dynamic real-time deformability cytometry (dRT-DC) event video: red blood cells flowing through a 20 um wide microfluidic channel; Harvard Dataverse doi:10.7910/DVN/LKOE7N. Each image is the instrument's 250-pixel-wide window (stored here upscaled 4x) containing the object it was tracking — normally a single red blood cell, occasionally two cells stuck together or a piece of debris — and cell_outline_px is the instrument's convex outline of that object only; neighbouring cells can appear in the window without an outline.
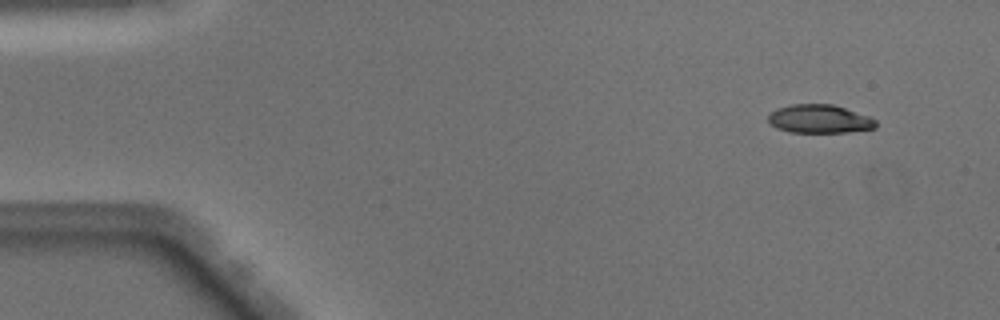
{"species": "Egyptian fruit bat (a non-hibernating species)", "species_latin": "Rousettus aegyptiacus", "temperature_condition": "warm", "stored_images_in_passage": 50, "camera_frame_rate_fps": 3000, "um_per_image_px": 0.085, "animal": {"sex": "male"}, "frame": {"image": 1, "passage_image": 5, "time_ms": 1.333, "image_size_px": [1000, 320], "cell_outline_px": [[876, 128], [848, 132], [792, 132], [776, 128], [768, 120], [768, 116], [776, 108], [792, 104], [832, 104], [868, 116], [876, 120]], "centroid_in_image_um": [69.65, 10.11], "position_along_channel_um": 15.4, "area_um2": 17.69}}
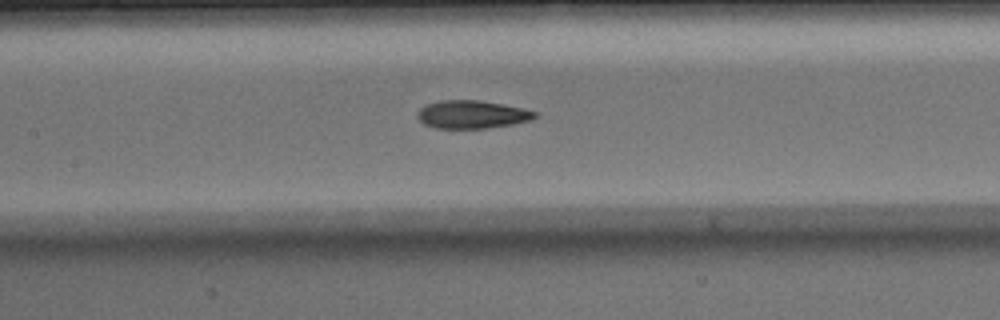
{"frame": {"image": 2, "passage_image": 24, "time_ms": 7.667, "image_size_px": [1000, 320], "cell_outline_px": [[536, 116], [528, 120], [512, 124], [484, 128], [436, 128], [424, 124], [416, 116], [416, 112], [420, 108], [428, 104], [440, 100], [480, 100], [524, 108], [536, 112]], "centroid_in_image_um": [40.07, 9.72], "position_along_channel_um": 167.3, "area_um2": 19.02}}
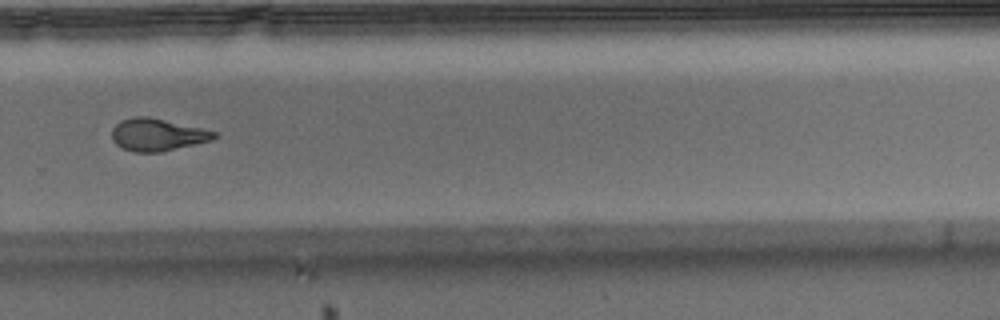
{"frame": {"image": 3, "passage_image": 35, "time_ms": 11.333, "image_size_px": [1000, 320], "cell_outline_px": [[220, 136], [212, 140], [160, 152], [132, 152], [116, 144], [112, 140], [112, 128], [120, 120], [136, 116], [148, 116], [200, 128], [216, 132]], "centroid_in_image_um": [13.36, 11.45], "position_along_channel_um": 316.4, "area_um2": 19.19}, "authors_computed_cell_mechanics": {"area_um2": 19.3919, "velocity_mm_per_s": 4.0799, "shape_relaxation_time_tau1_ms": 5.831, "shape_relaxation_time_tau2_ms": 2.4575, "deformation_change_tau1": 0.2096, "deformation_change_tau2": 0.1083}}